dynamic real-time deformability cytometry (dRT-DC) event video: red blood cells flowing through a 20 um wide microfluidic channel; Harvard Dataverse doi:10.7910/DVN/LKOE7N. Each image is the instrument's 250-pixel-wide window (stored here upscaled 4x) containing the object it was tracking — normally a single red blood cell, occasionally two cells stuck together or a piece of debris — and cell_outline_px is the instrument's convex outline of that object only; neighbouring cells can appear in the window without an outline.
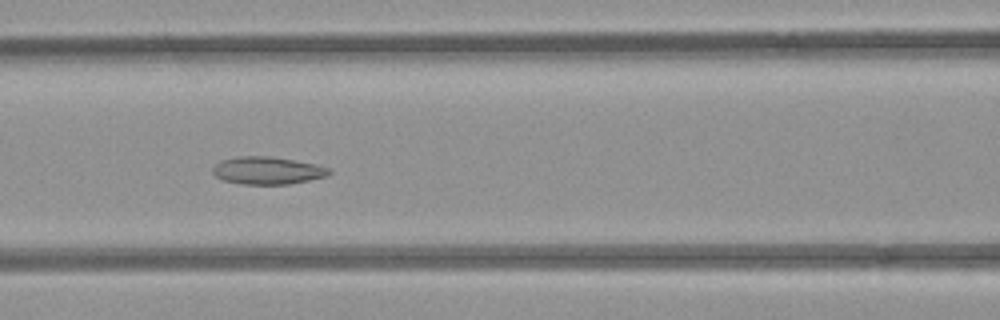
{"species": "common noctule bat (a hibernating species)", "species_latin": "Nyctalus noctula", "temperature_condition": "room temperature", "stored_images_in_passage": 15, "camera_frame_rate_fps": 3000, "um_per_image_px": 0.085, "animal": {"sex": "female", "body_mass_g": 21.9}, "frame": {"image": 1, "passage_image": 13, "time_ms": 4.0, "image_size_px": [1000, 320], "cell_outline_px": [[332, 172], [328, 176], [288, 184], [240, 184], [220, 180], [212, 172], [212, 168], [220, 160], [240, 156], [268, 156], [316, 164], [332, 168]], "centroid_in_image_um": [22.73, 14.5], "position_along_channel_um": 143.9, "area_um2": 18.79}}